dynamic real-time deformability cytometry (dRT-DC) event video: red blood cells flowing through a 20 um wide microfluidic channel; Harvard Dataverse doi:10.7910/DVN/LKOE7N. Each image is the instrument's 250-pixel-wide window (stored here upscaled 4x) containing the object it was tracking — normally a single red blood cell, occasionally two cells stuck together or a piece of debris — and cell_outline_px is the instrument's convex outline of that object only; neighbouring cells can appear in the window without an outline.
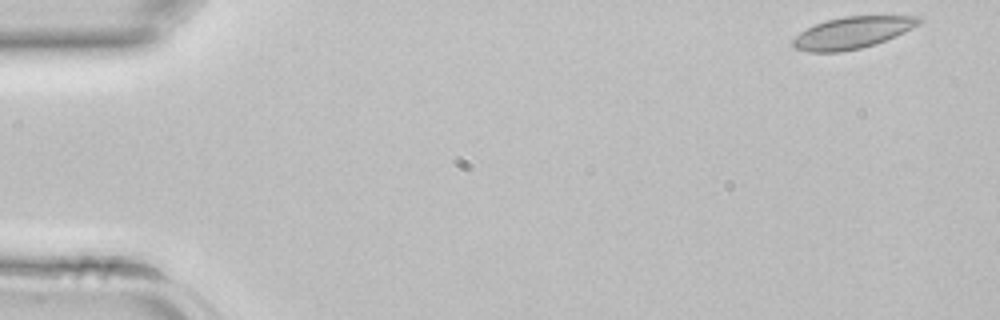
{"species": "common noctule bat (a hibernating species)", "species_latin": "Nyctalus noctula", "temperature_condition": "room temperature", "stored_images_in_passage": 19, "camera_frame_rate_fps": 3000, "um_per_image_px": 0.085, "animal": {"sex": "female", "body_mass_g": 22.7, "forearm_length_mm": 54.2}, "frame": {"image": 1, "passage_image": 1, "time_ms": 0.0, "image_size_px": [1000, 320], "cell_outline_px": [[924, 20], [920, 24], [904, 32], [876, 44], [860, 48], [840, 52], [808, 52], [792, 48], [788, 44], [800, 32], [816, 24], [828, 20], [844, 16], [920, 16]], "centroid_in_image_um": [72.42, 2.79], "position_along_channel_um": 12.6, "area_um2": 23.41}}
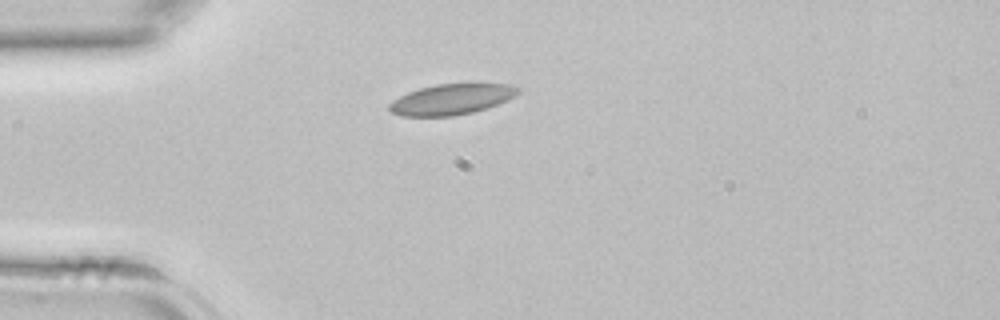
{"frame": {"image": 2, "passage_image": 10, "time_ms": 3.0, "image_size_px": [1000, 320], "cell_outline_px": [[520, 92], [516, 96], [508, 100], [488, 108], [472, 112], [452, 116], [404, 116], [392, 112], [388, 108], [388, 104], [392, 100], [408, 92], [420, 88], [436, 84], [512, 84], [520, 88]], "centroid_in_image_um": [38.4, 8.44], "position_along_channel_um": 46.6, "area_um2": 23.0}}